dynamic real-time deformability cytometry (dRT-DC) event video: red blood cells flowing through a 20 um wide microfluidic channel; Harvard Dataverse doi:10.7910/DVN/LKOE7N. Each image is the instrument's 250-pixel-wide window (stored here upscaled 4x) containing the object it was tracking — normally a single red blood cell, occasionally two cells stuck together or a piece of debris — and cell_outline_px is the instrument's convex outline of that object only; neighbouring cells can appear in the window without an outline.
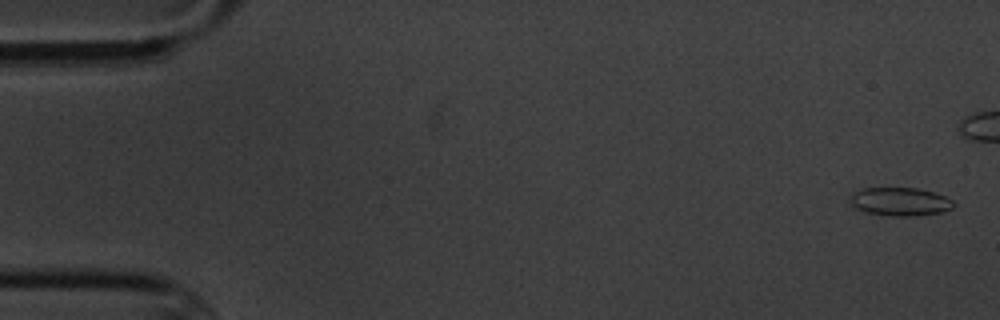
{"species": "common noctule bat (a hibernating species)", "species_latin": "Nyctalus noctula", "temperature_condition": "cold", "stored_images_in_passage": 6, "camera_frame_rate_fps": 3000, "um_per_image_px": 0.085, "animal": {"sex": "male", "body_mass_g": 20.1, "forearm_length_mm": 53.5}, "frame": {"image": 1, "passage_image": 1, "time_ms": 0.0, "image_size_px": [1000, 320], "cell_outline_px": [[956, 204], [952, 208], [940, 212], [912, 216], [888, 216], [864, 212], [856, 208], [852, 204], [852, 192], [864, 188], [916, 188], [932, 192], [944, 196], [952, 200]], "centroid_in_image_um": [76.5, 17.14], "position_along_channel_um": 8.5, "area_um2": 16.94}}